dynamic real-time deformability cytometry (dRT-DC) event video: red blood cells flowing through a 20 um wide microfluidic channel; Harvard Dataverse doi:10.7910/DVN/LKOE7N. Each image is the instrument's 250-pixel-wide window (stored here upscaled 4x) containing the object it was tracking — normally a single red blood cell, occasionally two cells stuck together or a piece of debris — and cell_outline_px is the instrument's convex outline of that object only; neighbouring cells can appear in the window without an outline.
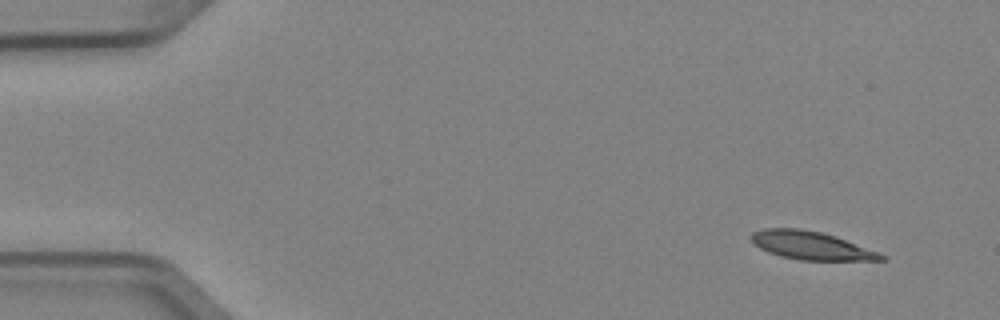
{"species": "Egyptian fruit bat (a non-hibernating species)", "species_latin": "Rousettus aegyptiacus", "temperature_condition": "cold", "stored_images_in_passage": 5, "camera_frame_rate_fps": 3000, "um_per_image_px": 0.085, "animal": {"sex": "female"}, "frame": {"image": 1, "passage_image": 1, "time_ms": 0.0, "image_size_px": [1000, 320], "cell_outline_px": [[888, 260], [800, 260], [780, 256], [768, 252], [760, 248], [748, 236], [752, 232], [764, 228], [796, 228], [820, 232], [844, 240], [888, 256]], "centroid_in_image_um": [68.89, 20.87], "position_along_channel_um": 16.1, "area_um2": 20.98}}
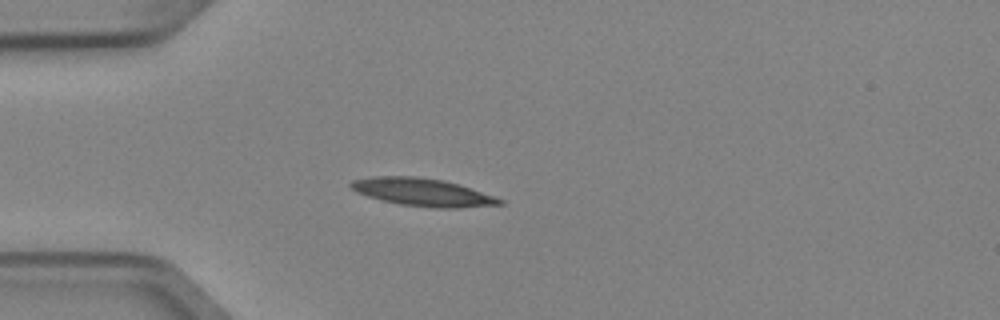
{"frame": {"image": 2, "passage_image": 4, "time_ms": 1.0, "image_size_px": [1000, 320], "cell_outline_px": [[504, 204], [460, 208], [436, 208], [400, 204], [368, 196], [356, 192], [348, 184], [352, 180], [372, 176], [416, 176], [444, 180], [460, 184], [504, 200]], "centroid_in_image_um": [35.93, 16.33], "position_along_channel_um": 49.1, "area_um2": 24.04}}